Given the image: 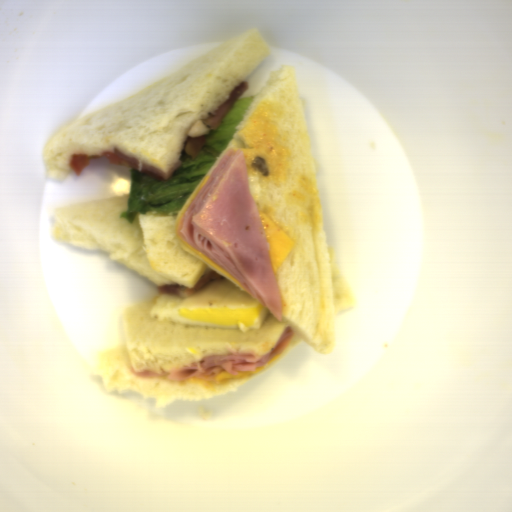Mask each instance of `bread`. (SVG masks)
I'll return each instance as SVG.
<instances>
[{"label": "bread", "instance_id": "8d2b1439", "mask_svg": "<svg viewBox=\"0 0 512 512\" xmlns=\"http://www.w3.org/2000/svg\"><path fill=\"white\" fill-rule=\"evenodd\" d=\"M307 102L300 96L296 70L280 64L253 95L243 119L225 149L191 193L177 215L147 211L132 222L121 217L129 210L130 196L91 200L51 209L54 240L87 250L108 251L119 262L159 286L179 283L194 286L215 271L234 287L235 281L211 266L176 234L179 217L228 149L241 151L249 195L258 214L263 212L295 244L274 273L281 296V321L268 312L259 329L193 327L169 319L150 318L161 297L124 310L122 339L101 355L96 371L103 390H132L153 399L158 409L177 400L206 399L238 388L269 369L207 389L198 383L180 384L168 377L136 376L145 370L169 372L191 366L212 354L230 350L266 356L285 327L295 335L285 350L303 342L323 353L335 350L336 314L355 303L340 274L324 230L317 167L308 133Z\"/></svg>", "mask_w": 512, "mask_h": 512}, {"label": "bread", "instance_id": "cb027b5d", "mask_svg": "<svg viewBox=\"0 0 512 512\" xmlns=\"http://www.w3.org/2000/svg\"><path fill=\"white\" fill-rule=\"evenodd\" d=\"M271 52L260 29L225 41L139 93L65 124L41 147L43 169L61 180L72 154L98 157L110 150L160 170L172 168L186 138L208 133L201 118L223 104Z\"/></svg>", "mask_w": 512, "mask_h": 512}]
</instances>
